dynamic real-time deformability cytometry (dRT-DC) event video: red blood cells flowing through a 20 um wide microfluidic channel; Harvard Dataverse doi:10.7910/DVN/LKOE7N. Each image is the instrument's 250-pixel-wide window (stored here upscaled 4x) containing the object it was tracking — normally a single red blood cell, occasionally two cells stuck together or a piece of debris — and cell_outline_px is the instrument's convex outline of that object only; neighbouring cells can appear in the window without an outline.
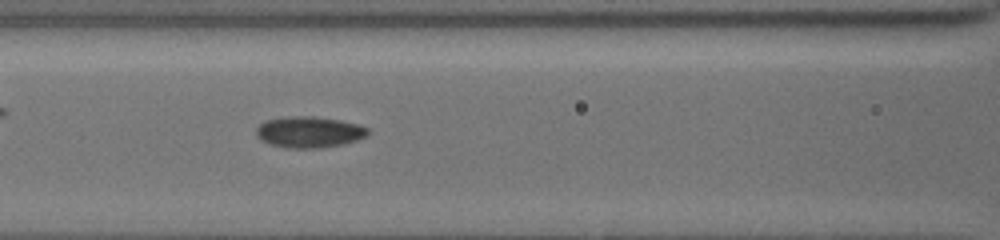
{"species": "common noctule bat (a hibernating species)", "species_latin": "Nyctalus noctula", "temperature_condition": "cold", "stored_images_in_passage": 19, "camera_frame_rate_fps": 3000, "um_per_image_px": 0.085, "animal": {"sex": "female", "body_mass_g": 19.5, "forearm_length_mm": 54.1}, "frame": {"image": 1, "passage_image": 19, "time_ms": 8.667, "image_size_px": [1000, 240], "cell_outline_px": [[368, 132], [364, 136], [356, 140], [340, 144], [320, 148], [288, 148], [272, 144], [260, 140], [256, 136], [256, 128], [264, 120], [284, 116], [312, 116], [340, 120], [356, 124], [368, 128]], "centroid_in_image_um": [26.21, 11.21], "position_along_channel_um": 140.4, "area_um2": 20.17}}